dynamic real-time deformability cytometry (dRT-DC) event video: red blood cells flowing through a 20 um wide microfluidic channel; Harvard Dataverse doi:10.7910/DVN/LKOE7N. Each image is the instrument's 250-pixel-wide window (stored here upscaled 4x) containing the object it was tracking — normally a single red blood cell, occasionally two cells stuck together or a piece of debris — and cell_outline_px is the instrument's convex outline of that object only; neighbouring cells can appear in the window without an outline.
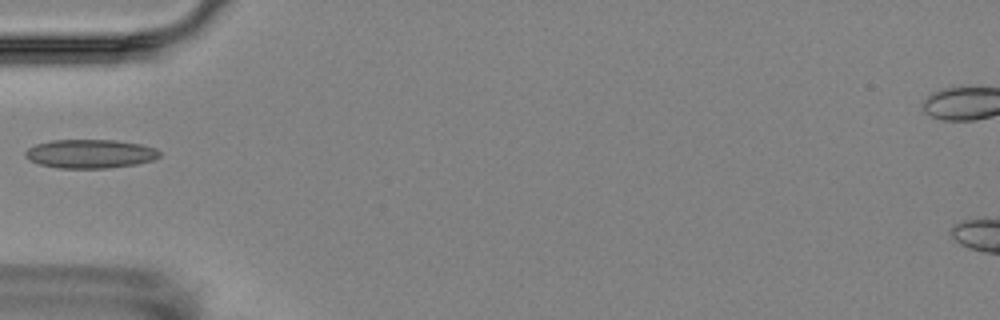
{"species": "Egyptian fruit bat (a non-hibernating species)", "species_latin": "Rousettus aegyptiacus", "temperature_condition": "room temperature", "stored_images_in_passage": 4, "camera_frame_rate_fps": 3000, "um_per_image_px": 0.085, "animal": {"sex": "female"}, "frame": {"image": 1, "passage_image": 3, "time_ms": 2.333, "image_size_px": [1000, 320], "cell_outline_px": [[160, 156], [152, 160], [136, 164], [108, 168], [60, 168], [40, 164], [28, 160], [24, 156], [24, 152], [28, 148], [36, 144], [52, 140], [116, 140], [140, 144], [156, 148], [160, 152]], "centroid_in_image_um": [7.65, 13.07], "position_along_channel_um": 77.4, "area_um2": 22.54}}